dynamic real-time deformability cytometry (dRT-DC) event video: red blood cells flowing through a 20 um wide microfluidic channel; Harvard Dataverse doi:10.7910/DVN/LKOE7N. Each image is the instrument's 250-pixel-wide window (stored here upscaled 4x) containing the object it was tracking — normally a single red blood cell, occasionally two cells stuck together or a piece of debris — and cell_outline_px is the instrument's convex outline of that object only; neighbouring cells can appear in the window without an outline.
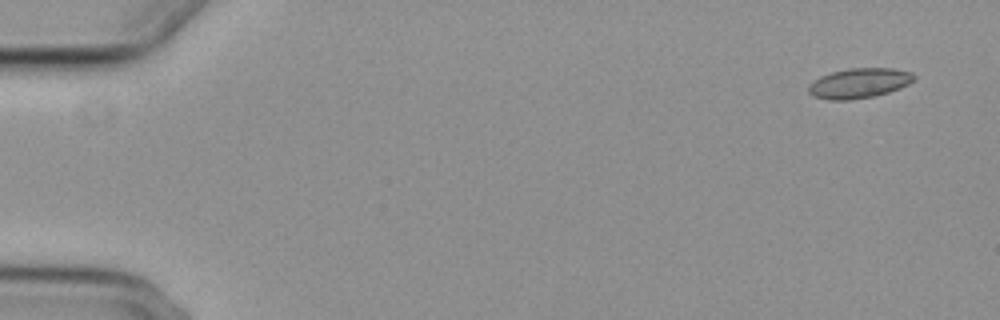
{"species": "common noctule bat (a hibernating species)", "species_latin": "Nyctalus noctula", "temperature_condition": "cold", "stored_images_in_passage": 5, "camera_frame_rate_fps": 3000, "um_per_image_px": 0.085, "animal": {"sex": "female", "body_mass_g": 29.2, "forearm_length_mm": 56.3}, "frame": {"image": 1, "passage_image": 1, "time_ms": 0.0, "image_size_px": [1000, 320], "cell_outline_px": [[916, 80], [900, 88], [888, 92], [872, 96], [848, 100], [828, 100], [812, 96], [808, 92], [808, 84], [820, 76], [832, 72], [848, 68], [892, 68], [912, 72], [916, 76]], "centroid_in_image_um": [73.02, 7.06], "position_along_channel_um": 12.0, "area_um2": 18.55}}
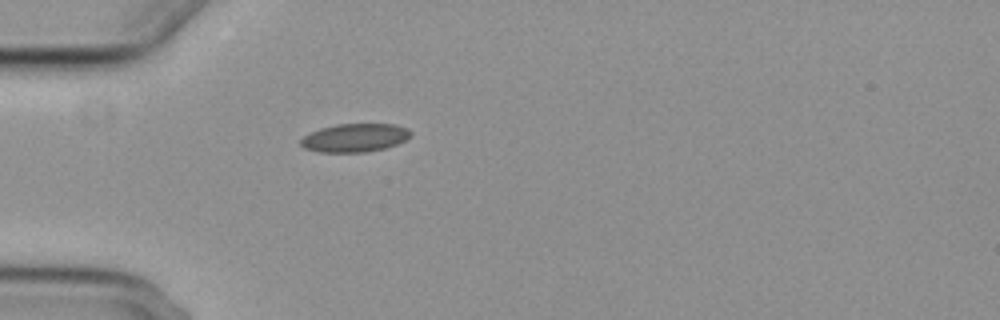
{"frame": {"image": 2, "passage_image": 5, "time_ms": 4.667, "image_size_px": [1000, 320], "cell_outline_px": [[412, 136], [396, 144], [384, 148], [364, 152], [320, 152], [304, 148], [300, 144], [300, 140], [304, 136], [320, 128], [336, 124], [396, 124], [408, 128], [412, 132]], "centroid_in_image_um": [30.17, 11.7], "position_along_channel_um": 54.8, "area_um2": 18.15}}